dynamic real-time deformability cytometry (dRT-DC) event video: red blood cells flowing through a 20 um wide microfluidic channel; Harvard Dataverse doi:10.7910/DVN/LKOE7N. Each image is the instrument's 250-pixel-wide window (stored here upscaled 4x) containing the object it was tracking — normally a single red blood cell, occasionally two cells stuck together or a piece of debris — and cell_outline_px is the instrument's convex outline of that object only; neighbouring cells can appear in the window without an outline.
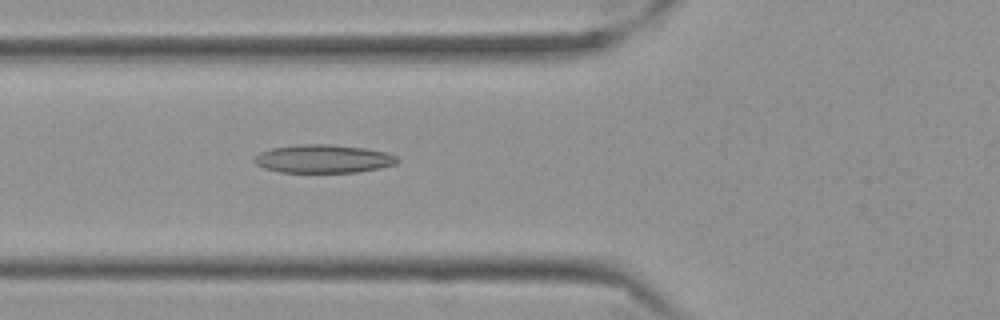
{"species": "Egyptian fruit bat (a non-hibernating species)", "species_latin": "Rousettus aegyptiacus", "temperature_condition": "cold", "stored_images_in_passage": 41, "camera_frame_rate_fps": 3000, "um_per_image_px": 0.085, "frame": {"image": 1, "passage_image": 5, "time_ms": 1.333, "image_size_px": [1000, 320], "cell_outline_px": [[400, 160], [396, 164], [380, 168], [356, 172], [280, 172], [264, 168], [256, 164], [252, 160], [260, 152], [272, 148], [300, 144], [328, 144], [364, 148], [388, 152], [396, 156]], "centroid_in_image_um": [27.5, 13.5], "position_along_channel_um": 98.3, "area_um2": 23.58}}
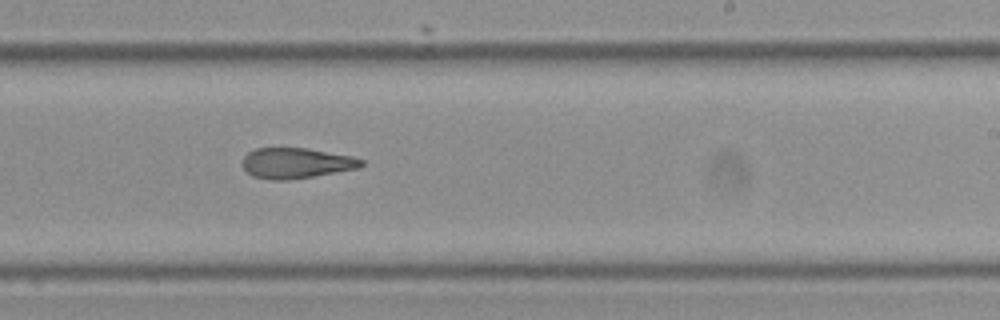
{"frame": {"image": 2, "passage_image": 19, "time_ms": 6.0, "image_size_px": [1000, 320], "cell_outline_px": [[364, 164], [360, 168], [288, 180], [272, 180], [252, 176], [244, 168], [240, 160], [248, 152], [256, 148], [308, 148], [352, 156], [364, 160]], "centroid_in_image_um": [25.17, 13.86], "position_along_channel_um": 263.8, "area_um2": 21.21}}
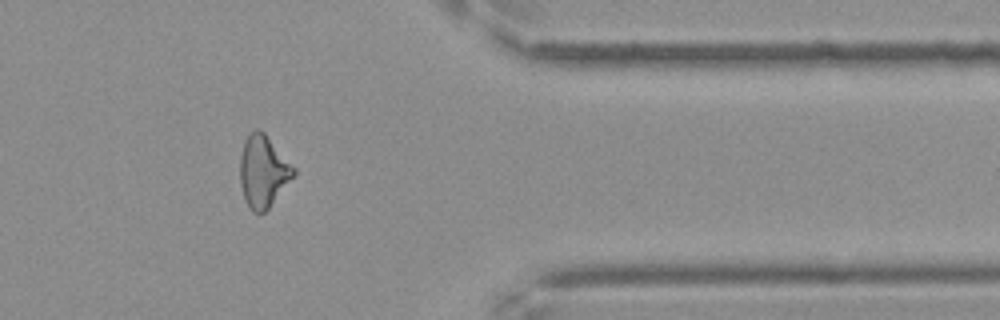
{"frame": {"image": 3, "passage_image": 31, "time_ms": 10.0, "image_size_px": [1000, 320], "cell_outline_px": [[296, 172], [268, 208], [264, 212], [252, 212], [248, 208], [244, 200], [240, 184], [240, 156], [244, 140], [256, 128], [260, 128], [264, 132], [296, 168]], "centroid_in_image_um": [22.34, 14.55], "position_along_channel_um": 389.1, "area_um2": 22.37}, "authors_computed_cell_mechanics": {"area_um2": 22.3686, "velocity_mm_per_s": 3.5255, "shape_relaxation_time_tau1_ms": null, "shape_relaxation_time_tau2_ms": 5.9357, "deformation_change_tau1": null, "deformation_change_tau2": 0.168}}